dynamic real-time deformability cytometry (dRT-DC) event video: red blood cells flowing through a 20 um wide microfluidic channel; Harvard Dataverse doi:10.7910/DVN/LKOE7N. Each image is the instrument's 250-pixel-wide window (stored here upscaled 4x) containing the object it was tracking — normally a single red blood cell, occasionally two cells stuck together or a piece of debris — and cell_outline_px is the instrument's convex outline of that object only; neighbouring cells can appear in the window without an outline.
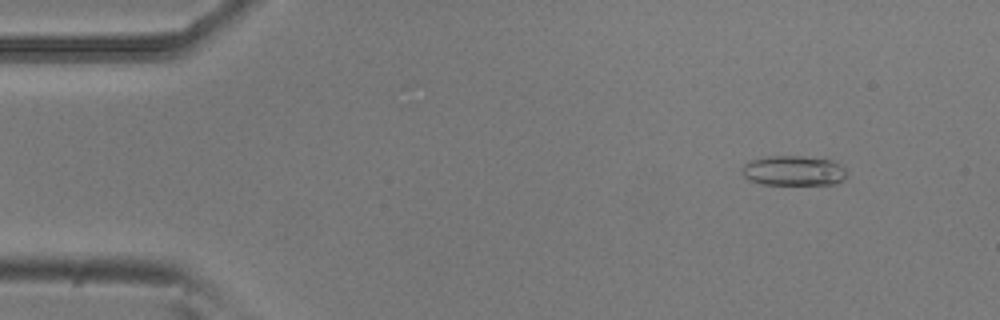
{"species": "common noctule bat (a hibernating species)", "species_latin": "Nyctalus noctula", "temperature_condition": "room temperature", "stored_images_in_passage": 53, "camera_frame_rate_fps": 3000, "um_per_image_px": 0.085, "animal": {"sex": "male", "body_mass_g": 20.5, "forearm_length_mm": 52.5}, "frame": {"image": 1, "passage_image": 6, "time_ms": 1.667, "image_size_px": [1000, 320], "cell_outline_px": [[848, 176], [844, 180], [836, 184], [760, 184], [748, 180], [740, 172], [744, 164], [748, 160], [768, 156], [800, 156], [832, 160], [840, 164], [844, 168]], "centroid_in_image_um": [67.44, 14.51], "position_along_channel_um": 17.6, "area_um2": 18.55}}
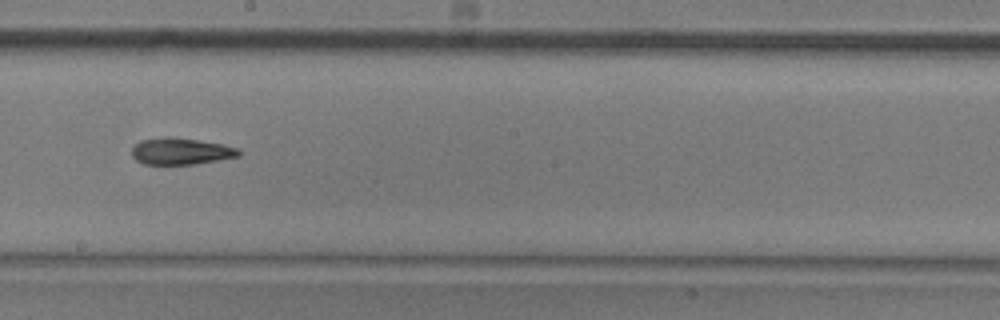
{"frame": {"image": 2, "passage_image": 30, "time_ms": 9.667, "image_size_px": [1000, 320], "cell_outline_px": [[240, 156], [196, 164], [144, 164], [136, 160], [132, 156], [132, 148], [140, 140], [164, 136], [168, 136], [196, 140], [220, 144], [236, 148], [240, 152]], "centroid_in_image_um": [15.33, 12.86], "position_along_channel_um": 232.9, "area_um2": 16.47}}
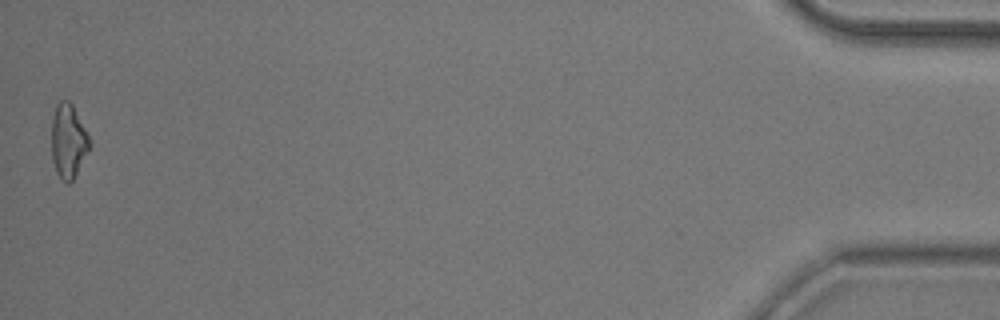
{"frame": {"image": 3, "passage_image": 53, "time_ms": 17.333, "image_size_px": [1000, 320], "cell_outline_px": [[92, 144], [88, 152], [72, 180], [68, 184], [60, 180], [56, 172], [52, 160], [52, 116], [56, 104], [60, 100], [68, 100], [72, 104]], "centroid_in_image_um": [5.79, 12.0], "position_along_channel_um": 429.4, "area_um2": 16.36}, "authors_computed_cell_mechanics": {"area_um2": 16.8198, "velocity_mm_per_s": 3.8289, "shape_relaxation_time_tau1_ms": 9.5472, "shape_relaxation_time_tau2_ms": 5.0495, "deformation_change_tau1": 0.1979, "deformation_change_tau2": 0.1567}}